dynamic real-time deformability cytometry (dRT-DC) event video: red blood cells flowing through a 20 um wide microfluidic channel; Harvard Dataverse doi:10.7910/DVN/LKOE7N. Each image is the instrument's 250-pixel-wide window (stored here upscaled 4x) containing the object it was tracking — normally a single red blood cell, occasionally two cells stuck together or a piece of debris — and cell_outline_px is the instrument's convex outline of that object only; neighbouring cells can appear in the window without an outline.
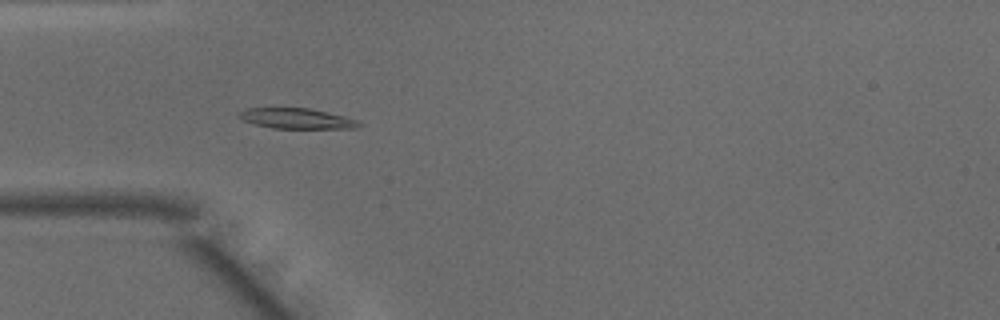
{"species": "common noctule bat (a hibernating species)", "species_latin": "Nyctalus noctula", "temperature_condition": "warm", "stored_images_in_passage": 41, "camera_frame_rate_fps": 3000, "um_per_image_px": 0.085, "animal": {"sex": "male", "body_mass_g": 15.6}, "frame": {"image": 1, "passage_image": 6, "time_ms": 1.667, "image_size_px": [1000, 320], "cell_outline_px": [[364, 124], [360, 128], [272, 128], [256, 124], [244, 120], [236, 116], [236, 112], [248, 108], [308, 108], [344, 116], [356, 120]], "centroid_in_image_um": [25.21, 10.07], "position_along_channel_um": 59.8, "area_um2": 14.22}}
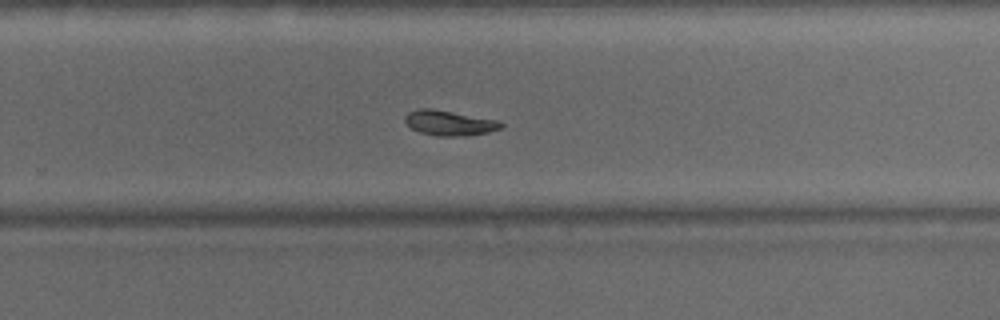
{"frame": {"image": 2, "passage_image": 23, "time_ms": 7.333, "image_size_px": [1000, 320], "cell_outline_px": [[504, 124], [500, 128], [488, 132], [464, 136], [436, 136], [420, 132], [412, 128], [404, 120], [404, 116], [408, 112], [416, 108], [432, 108], [496, 120]], "centroid_in_image_um": [38.14, 10.44], "position_along_channel_um": 291.7, "area_um2": 13.93}}
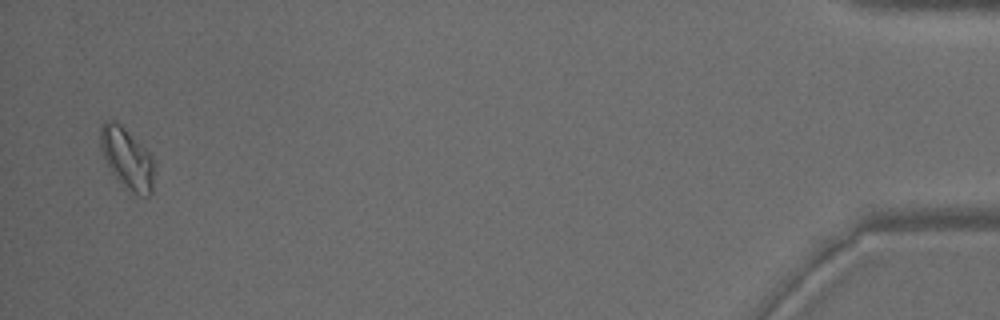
{"frame": {"image": 3, "passage_image": 39, "time_ms": 12.667, "image_size_px": [1000, 320], "cell_outline_px": [[156, 164], [152, 192], [148, 196], [136, 196], [112, 172], [100, 148], [100, 124], [104, 120], [112, 120], [120, 124], [148, 152]], "centroid_in_image_um": [10.82, 13.46], "position_along_channel_um": 424.4, "area_um2": 18.96}, "authors_computed_cell_mechanics": {"area_um2": 14.2188, "velocity_mm_per_s": 4.1231, "shape_relaxation_time_tau1_ms": 4.1956, "shape_relaxation_time_tau2_ms": null, "deformation_change_tau1": 0.1524, "deformation_change_tau2": null}}